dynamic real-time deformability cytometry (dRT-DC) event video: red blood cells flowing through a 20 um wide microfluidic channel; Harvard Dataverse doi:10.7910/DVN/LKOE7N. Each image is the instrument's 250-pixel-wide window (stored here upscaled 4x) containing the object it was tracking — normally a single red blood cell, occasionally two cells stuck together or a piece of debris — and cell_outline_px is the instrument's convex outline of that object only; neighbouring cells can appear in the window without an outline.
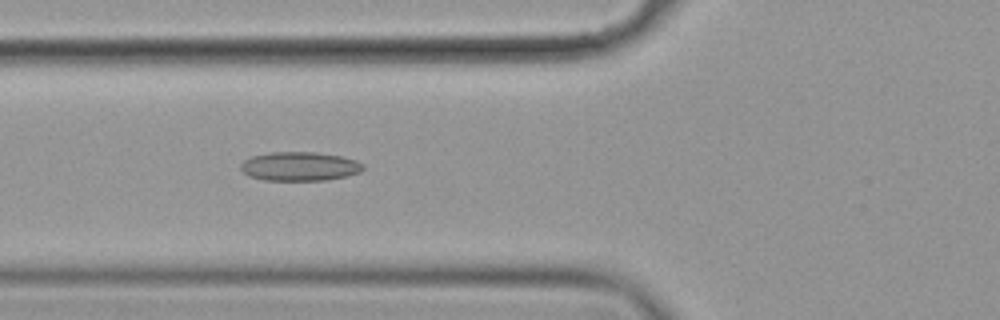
{"species": "common noctule bat (a hibernating species)", "species_latin": "Nyctalus noctula", "temperature_condition": "cold", "stored_images_in_passage": 9, "camera_frame_rate_fps": 3000, "um_per_image_px": 0.085, "animal": {"sex": "female", "body_mass_g": 19.9}, "frame": {"image": 1, "passage_image": 4, "time_ms": 1.0, "image_size_px": [1000, 320], "cell_outline_px": [[364, 168], [360, 172], [344, 176], [324, 180], [264, 180], [248, 176], [240, 168], [240, 164], [244, 160], [252, 156], [268, 152], [316, 152], [340, 156], [356, 160], [364, 164]], "centroid_in_image_um": [25.45, 14.13], "position_along_channel_um": 100.4, "area_um2": 20.63}}
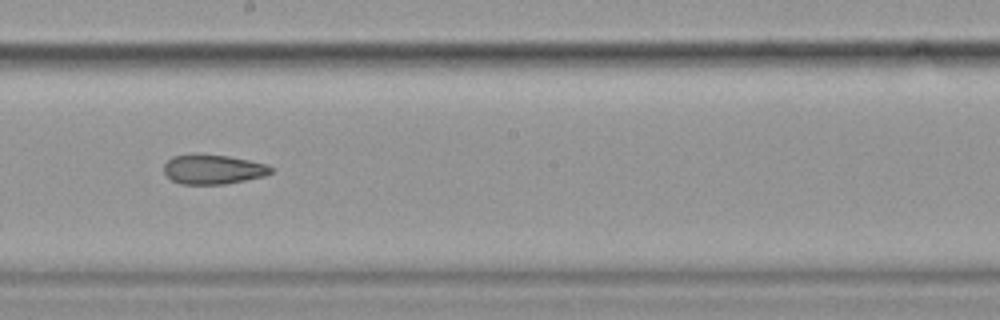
{"frame": {"image": 2, "passage_image": 7, "time_ms": 2.0, "image_size_px": [1000, 320], "cell_outline_px": [[272, 172], [264, 176], [224, 184], [180, 184], [172, 180], [164, 172], [164, 164], [172, 156], [228, 156], [248, 160], [264, 164], [272, 168]], "centroid_in_image_um": [18.1, 14.43], "position_along_channel_um": 230.1, "area_um2": 17.74}}
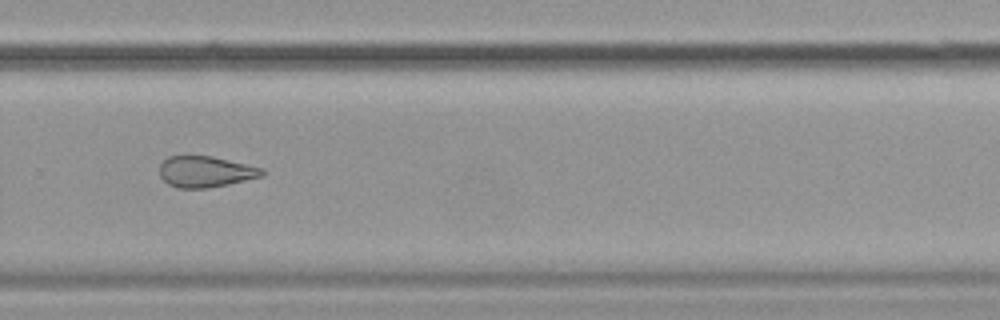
{"frame": {"image": 3, "passage_image": 9, "time_ms": 2.667, "image_size_px": [1000, 320], "cell_outline_px": [[264, 176], [228, 184], [208, 188], [176, 188], [168, 184], [160, 176], [160, 164], [168, 156], [212, 156], [264, 168]], "centroid_in_image_um": [17.48, 14.6], "position_along_channel_um": 312.3, "area_um2": 18.61}}